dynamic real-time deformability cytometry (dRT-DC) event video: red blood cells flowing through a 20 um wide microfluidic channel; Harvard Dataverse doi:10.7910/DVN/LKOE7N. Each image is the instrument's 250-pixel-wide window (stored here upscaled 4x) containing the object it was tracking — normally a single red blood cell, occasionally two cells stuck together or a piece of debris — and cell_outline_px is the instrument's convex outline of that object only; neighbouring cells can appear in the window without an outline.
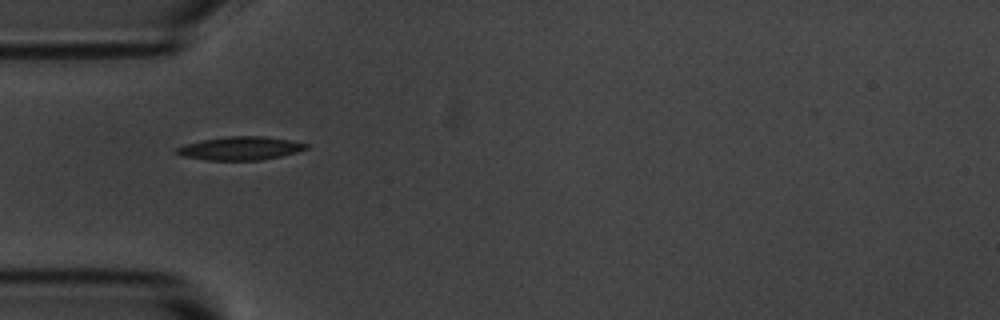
{"species": "common noctule bat (a hibernating species)", "species_latin": "Nyctalus noctula", "temperature_condition": "room temperature", "stored_images_in_passage": 2, "camera_frame_rate_fps": 3000, "um_per_image_px": 0.085, "animal": {"sex": "male", "body_mass_g": 20.1, "forearm_length_mm": 53.5}, "frame": {"image": 1, "passage_image": 1, "time_ms": 0.0, "image_size_px": [1000, 320], "cell_outline_px": [[308, 148], [296, 152], [280, 156], [260, 160], [204, 160], [184, 156], [176, 152], [176, 148], [184, 144], [204, 140], [228, 136], [264, 136], [288, 140], [308, 144]], "centroid_in_image_um": [20.42, 12.61], "position_along_channel_um": 64.6, "area_um2": 17.4}}